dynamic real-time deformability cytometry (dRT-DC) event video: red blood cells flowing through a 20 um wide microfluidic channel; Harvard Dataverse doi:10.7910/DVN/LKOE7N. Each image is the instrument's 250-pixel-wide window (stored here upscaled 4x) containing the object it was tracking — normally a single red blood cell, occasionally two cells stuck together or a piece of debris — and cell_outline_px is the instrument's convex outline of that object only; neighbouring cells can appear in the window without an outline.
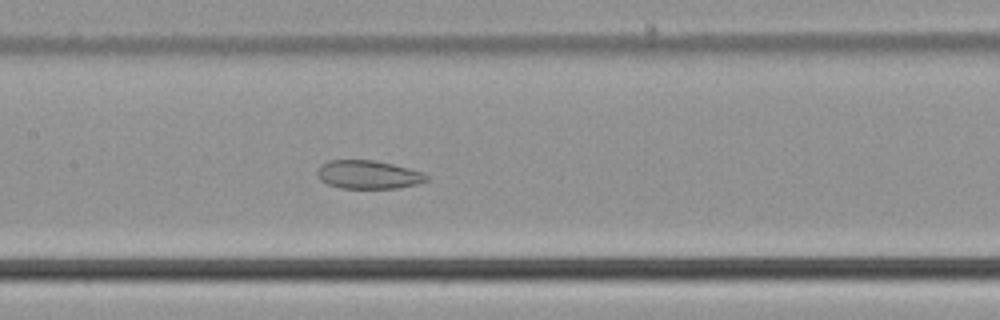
{"species": "common noctule bat (a hibernating species)", "species_latin": "Nyctalus noctula", "temperature_condition": "cold", "stored_images_in_passage": 56, "camera_frame_rate_fps": 3000, "um_per_image_px": 0.085, "animal": {"sex": "male", "body_mass_g": 21.5, "forearm_length_mm": 52.0}, "frame": {"image": 1, "passage_image": 28, "time_ms": 9.0, "image_size_px": [1000, 320], "cell_outline_px": [[428, 180], [416, 184], [396, 188], [340, 188], [328, 184], [320, 180], [316, 176], [316, 172], [320, 164], [328, 160], [376, 160], [424, 172], [428, 176]], "centroid_in_image_um": [31.26, 14.83], "position_along_channel_um": 176.1, "area_um2": 18.21}}
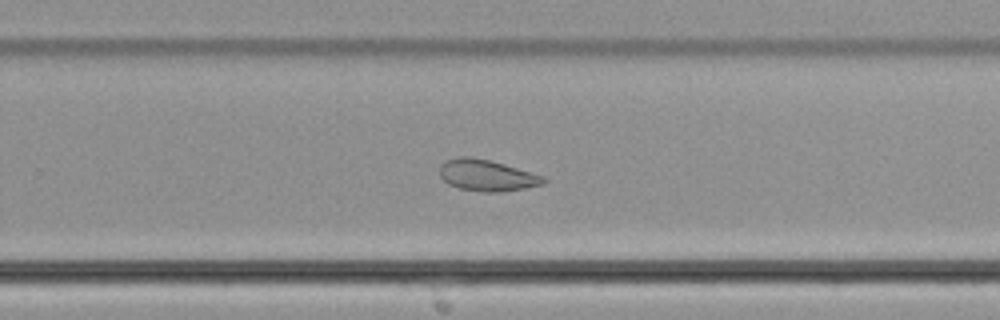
{"frame": {"image": 2, "passage_image": 37, "time_ms": 12.0, "image_size_px": [1000, 320], "cell_outline_px": [[548, 180], [544, 184], [524, 188], [500, 192], [484, 192], [460, 188], [448, 184], [440, 176], [440, 168], [448, 160], [460, 156], [468, 156], [492, 160], [544, 176]], "centroid_in_image_um": [41.42, 14.9], "position_along_channel_um": 288.4, "area_um2": 18.9}}
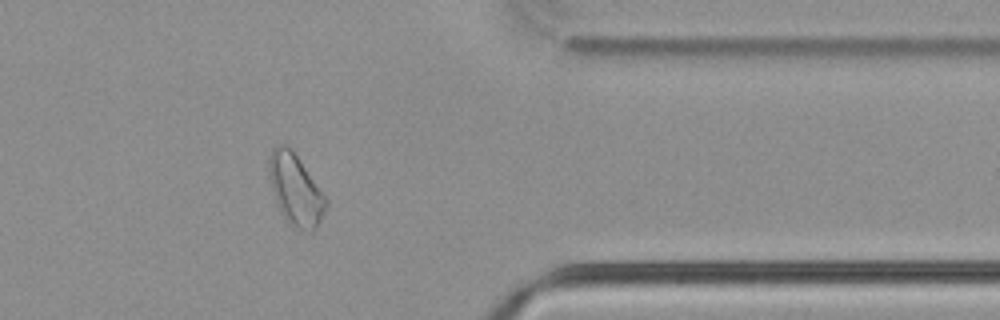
{"frame": {"image": 3, "passage_image": 46, "time_ms": 15.0, "image_size_px": [1000, 320], "cell_outline_px": [[328, 204], [316, 228], [312, 232], [296, 228], [284, 220], [276, 204], [268, 176], [268, 156], [272, 148], [276, 144], [284, 144], [292, 148], [328, 200]], "centroid_in_image_um": [25.08, 16.1], "position_along_channel_um": 386.3, "area_um2": 23.99}}